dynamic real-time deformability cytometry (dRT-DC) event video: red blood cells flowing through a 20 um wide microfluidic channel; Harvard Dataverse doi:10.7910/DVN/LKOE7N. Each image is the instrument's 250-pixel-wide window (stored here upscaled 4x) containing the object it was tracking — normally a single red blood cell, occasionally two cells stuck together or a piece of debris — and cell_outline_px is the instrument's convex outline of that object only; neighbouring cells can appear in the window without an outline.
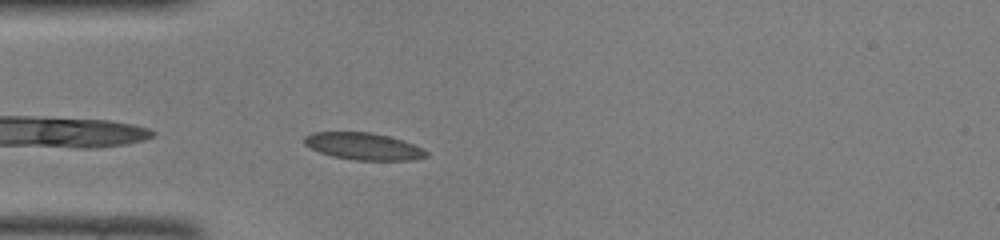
{"species": "common noctule bat (a hibernating species)", "species_latin": "Nyctalus noctula", "temperature_condition": "room temperature", "stored_images_in_passage": 37, "camera_frame_rate_fps": 3000, "um_per_image_px": 0.085, "animal": {"sex": "female", "body_mass_g": 22.0, "forearm_length_mm": 56.7}, "frame": {"image": 1, "passage_image": 3, "time_ms": 0.667, "image_size_px": [1000, 240], "cell_outline_px": [[428, 156], [412, 160], [356, 160], [332, 156], [320, 152], [304, 144], [304, 136], [312, 132], [372, 132], [404, 140], [424, 148], [428, 152]], "centroid_in_image_um": [30.93, 12.43], "position_along_channel_um": 54.1, "area_um2": 19.31}}
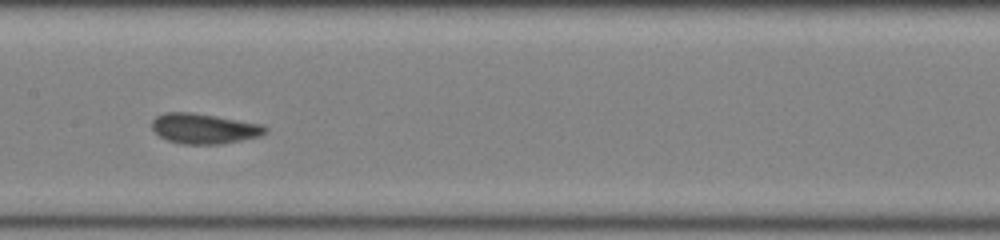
{"frame": {"image": 2, "passage_image": 13, "time_ms": 4.0, "image_size_px": [1000, 240], "cell_outline_px": [[268, 128], [260, 136], [220, 144], [184, 144], [168, 140], [160, 136], [152, 128], [152, 120], [156, 116], [164, 112], [188, 112], [216, 116], [260, 124]], "centroid_in_image_um": [17.31, 10.92], "position_along_channel_um": 190.1, "area_um2": 19.65}}
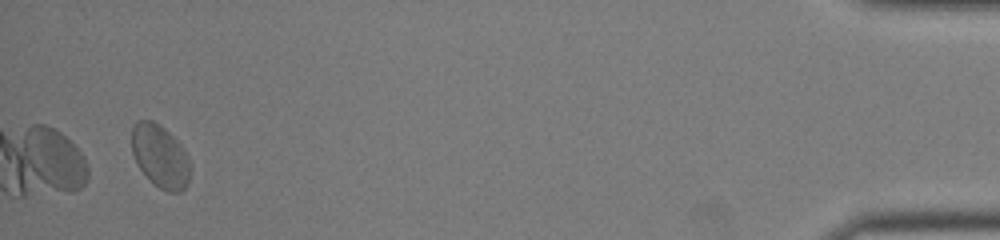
{"frame": {"image": 3, "passage_image": 35, "time_ms": 11.333, "image_size_px": [1000, 240], "cell_outline_px": [[188, 184], [180, 192], [168, 192], [160, 188], [136, 164], [132, 152], [132, 124], [136, 120], [152, 120], [164, 128], [184, 148], [188, 156]], "centroid_in_image_um": [13.59, 13.24], "position_along_channel_um": 421.6, "area_um2": 21.1}}